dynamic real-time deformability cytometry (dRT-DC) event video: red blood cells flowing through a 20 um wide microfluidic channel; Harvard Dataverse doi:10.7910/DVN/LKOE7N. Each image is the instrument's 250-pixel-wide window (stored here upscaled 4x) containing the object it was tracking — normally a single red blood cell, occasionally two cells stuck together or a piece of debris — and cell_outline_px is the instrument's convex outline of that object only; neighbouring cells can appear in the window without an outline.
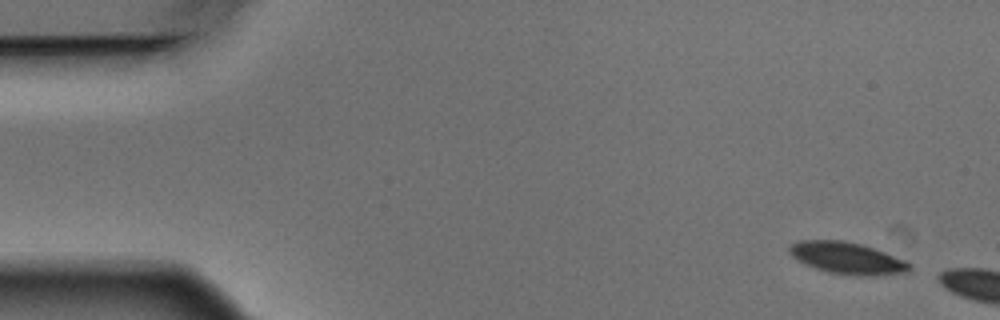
{"species": "Egyptian fruit bat (a non-hibernating species)", "species_latin": "Rousettus aegyptiacus", "temperature_condition": "warm", "stored_images_in_passage": 4, "camera_frame_rate_fps": 3000, "um_per_image_px": 0.085, "animal": {"sex": "male"}, "frame": {"image": 1, "passage_image": 1, "time_ms": 0.0, "image_size_px": [1000, 320], "cell_outline_px": [[912, 268], [908, 272], [876, 276], [856, 276], [828, 272], [804, 264], [792, 256], [788, 252], [788, 244], [800, 240], [844, 240], [876, 248], [904, 260], [912, 264]], "centroid_in_image_um": [72.01, 21.94], "position_along_channel_um": 13.0, "area_um2": 22.6}}